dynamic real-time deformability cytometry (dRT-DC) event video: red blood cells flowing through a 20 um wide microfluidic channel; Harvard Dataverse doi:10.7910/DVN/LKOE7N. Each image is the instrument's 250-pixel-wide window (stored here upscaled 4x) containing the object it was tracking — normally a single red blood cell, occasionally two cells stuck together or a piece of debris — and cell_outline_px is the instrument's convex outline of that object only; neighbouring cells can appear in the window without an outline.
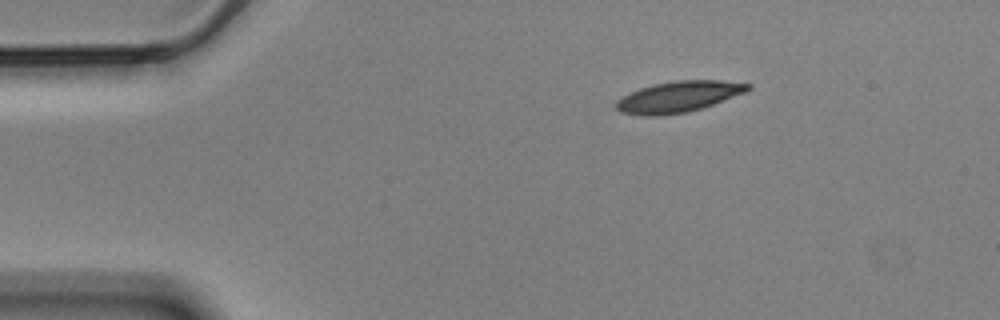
{"species": "Egyptian fruit bat (a non-hibernating species)", "species_latin": "Rousettus aegyptiacus", "temperature_condition": "cold", "stored_images_in_passage": 49, "camera_frame_rate_fps": 3000, "um_per_image_px": 0.085, "animal": {"sex": "male"}, "frame": {"image": 1, "passage_image": 1, "time_ms": 0.0, "image_size_px": [1000, 320], "cell_outline_px": [[752, 88], [744, 92], [712, 104], [688, 112], [656, 116], [644, 116], [620, 112], [616, 108], [616, 100], [640, 88], [652, 84], [676, 80], [720, 80], [752, 84]], "centroid_in_image_um": [57.65, 8.22], "position_along_channel_um": 27.3, "area_um2": 23.58}}
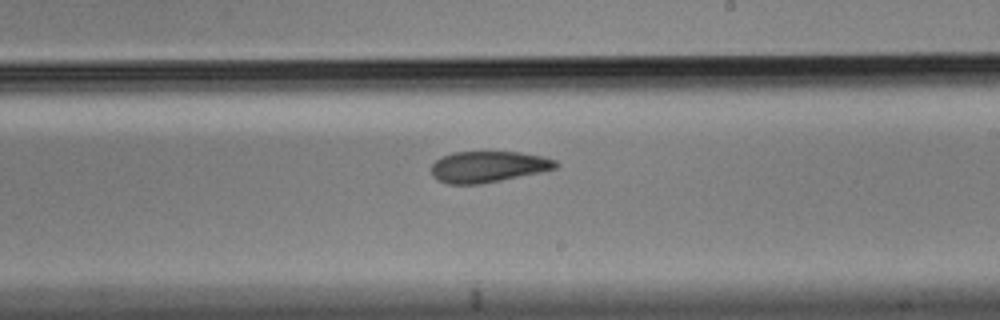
{"frame": {"image": 2, "passage_image": 25, "time_ms": 8.0, "image_size_px": [1000, 320], "cell_outline_px": [[560, 164], [556, 168], [540, 172], [480, 184], [448, 184], [436, 180], [432, 176], [432, 164], [440, 156], [452, 152], [520, 152], [544, 156], [556, 160]], "centroid_in_image_um": [41.48, 14.16], "position_along_channel_um": 247.5, "area_um2": 22.72}}
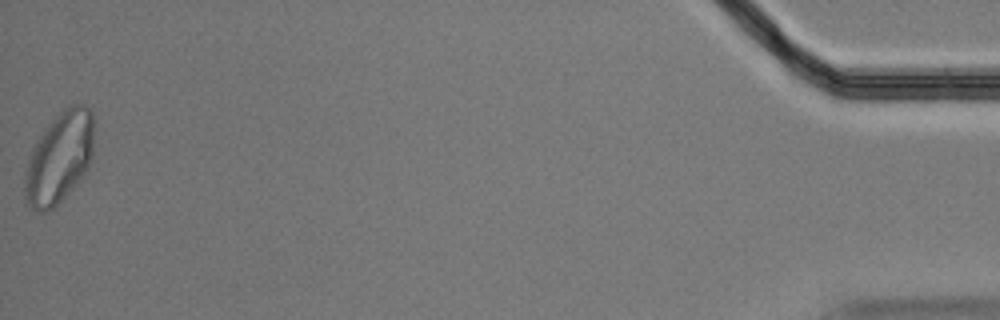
{"frame": {"image": 3, "passage_image": 49, "time_ms": 16.0, "image_size_px": [1000, 320], "cell_outline_px": [[92, 156], [88, 168], [72, 188], [48, 212], [36, 212], [28, 204], [24, 192], [24, 172], [32, 148], [36, 140], [48, 124], [64, 108], [72, 104], [84, 104], [92, 112]], "centroid_in_image_um": [5.01, 13.41], "position_along_channel_um": 430.2, "area_um2": 36.41}, "authors_computed_cell_mechanics": {"area_um2": 24.3338, "velocity_mm_per_s": 3.4824, "shape_relaxation_time_tau1_ms": 5.8006, "shape_relaxation_time_tau2_ms": null, "deformation_change_tau1": 0.1574, "deformation_change_tau2": null}}